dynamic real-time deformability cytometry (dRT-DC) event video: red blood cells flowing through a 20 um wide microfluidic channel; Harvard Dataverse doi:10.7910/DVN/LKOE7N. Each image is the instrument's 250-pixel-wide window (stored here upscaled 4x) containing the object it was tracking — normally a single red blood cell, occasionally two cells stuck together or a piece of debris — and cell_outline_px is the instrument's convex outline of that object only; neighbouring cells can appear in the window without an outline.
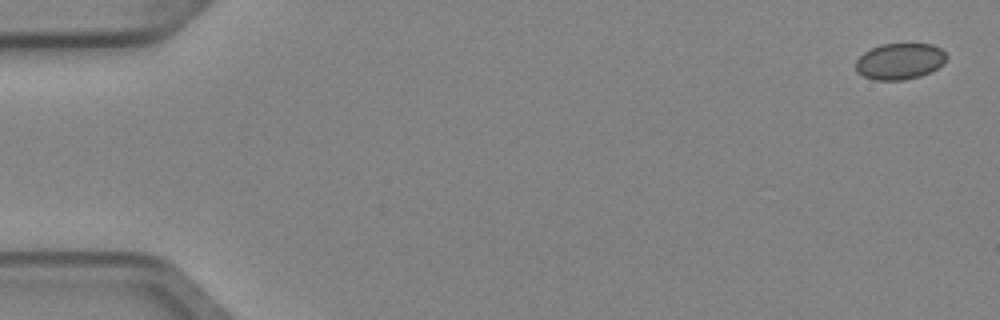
{"species": "Egyptian fruit bat (a non-hibernating species)", "species_latin": "Rousettus aegyptiacus", "temperature_condition": "cold", "stored_images_in_passage": 6, "camera_frame_rate_fps": 3000, "um_per_image_px": 0.085, "animal": {"sex": "female"}, "frame": {"image": 1, "passage_image": 1, "time_ms": 0.0, "image_size_px": [1000, 320], "cell_outline_px": [[948, 56], [944, 64], [920, 76], [904, 80], [876, 80], [864, 76], [856, 72], [856, 60], [864, 52], [880, 44], [932, 44], [940, 48]], "centroid_in_image_um": [76.48, 5.21], "position_along_channel_um": 8.5, "area_um2": 19.13}}